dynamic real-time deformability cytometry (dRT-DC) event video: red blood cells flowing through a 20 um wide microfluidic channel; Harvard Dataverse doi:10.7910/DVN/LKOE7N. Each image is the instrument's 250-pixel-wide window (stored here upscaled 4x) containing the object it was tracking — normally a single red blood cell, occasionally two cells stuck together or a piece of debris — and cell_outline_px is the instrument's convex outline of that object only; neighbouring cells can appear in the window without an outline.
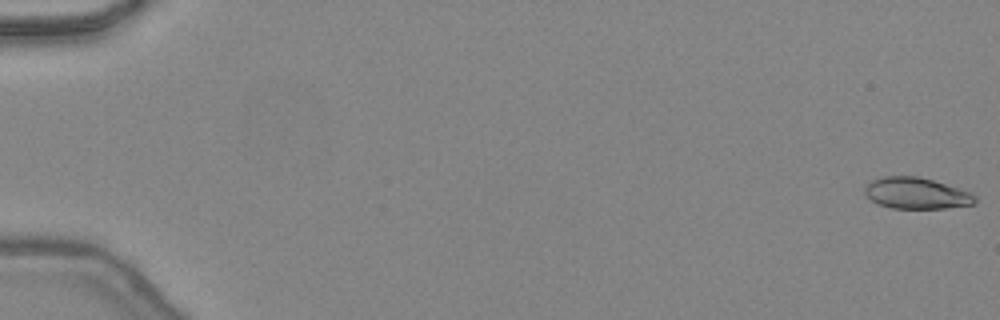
{"species": "common noctule bat (a hibernating species)", "species_latin": "Nyctalus noctula", "temperature_condition": "warm", "stored_images_in_passage": 13, "camera_frame_rate_fps": 3000, "um_per_image_px": 0.085, "animal": {"sex": "female", "body_mass_g": 24.6, "forearm_length_mm": 56.2}, "frame": {"image": 1, "passage_image": 1, "time_ms": 0.0, "image_size_px": [1000, 320], "cell_outline_px": [[976, 200], [972, 204], [944, 208], [892, 208], [876, 204], [864, 192], [864, 188], [872, 180], [880, 176], [920, 176], [960, 188], [972, 192], [976, 196]], "centroid_in_image_um": [77.89, 16.41], "position_along_channel_um": 7.1, "area_um2": 20.17}}